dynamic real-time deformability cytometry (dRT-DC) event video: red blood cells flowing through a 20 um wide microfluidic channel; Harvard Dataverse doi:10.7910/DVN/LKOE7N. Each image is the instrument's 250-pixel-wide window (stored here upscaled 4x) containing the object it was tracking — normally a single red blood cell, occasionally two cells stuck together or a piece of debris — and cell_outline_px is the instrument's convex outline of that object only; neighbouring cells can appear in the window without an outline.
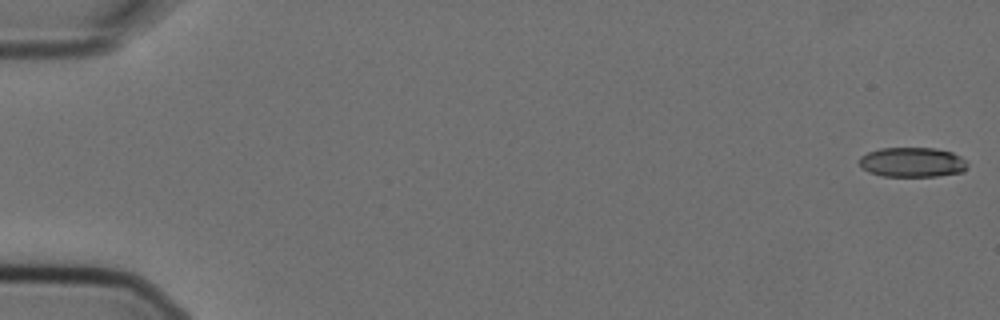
{"species": "Egyptian fruit bat (a non-hibernating species)", "species_latin": "Rousettus aegyptiacus", "temperature_condition": "cold", "stored_images_in_passage": 5, "segment_of_instrument_passage": [1, 2], "camera_frame_rate_fps": 3000, "um_per_image_px": 0.085, "animal": {"sex": "female"}, "frame": {"image": 1, "passage_image": 1, "time_ms": 0.0, "image_size_px": [1000, 320], "cell_outline_px": [[968, 168], [964, 172], [936, 176], [880, 176], [868, 172], [856, 160], [860, 156], [868, 152], [880, 148], [936, 148], [952, 152], [960, 156], [968, 164]], "centroid_in_image_um": [77.54, 13.79], "position_along_channel_um": 7.5, "area_um2": 18.96}}